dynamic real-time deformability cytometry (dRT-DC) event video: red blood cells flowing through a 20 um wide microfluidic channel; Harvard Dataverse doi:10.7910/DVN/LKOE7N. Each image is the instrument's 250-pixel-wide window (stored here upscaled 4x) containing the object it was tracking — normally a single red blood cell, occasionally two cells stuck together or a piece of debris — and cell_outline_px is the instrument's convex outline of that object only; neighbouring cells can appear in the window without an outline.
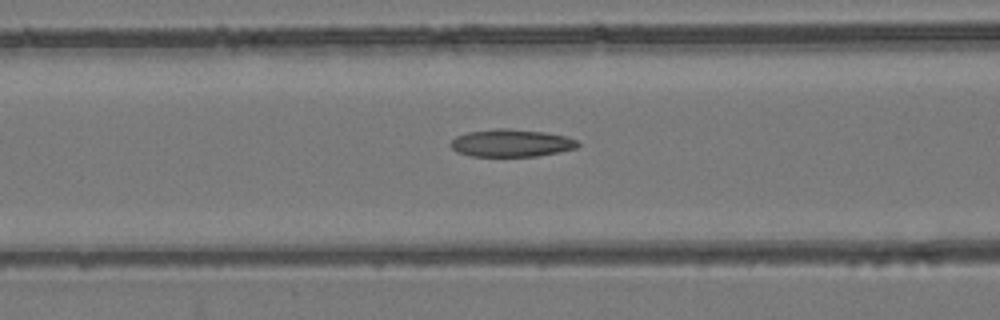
{"species": "common noctule bat (a hibernating species)", "species_latin": "Nyctalus noctula", "temperature_condition": "room temperature", "stored_images_in_passage": 47, "camera_frame_rate_fps": 3000, "um_per_image_px": 0.085, "animal": {"sex": "female", "body_mass_g": 24.6, "forearm_length_mm": 56.2}, "frame": {"image": 1, "passage_image": 16, "time_ms": 5.0, "image_size_px": [1000, 320], "cell_outline_px": [[580, 144], [576, 148], [536, 156], [472, 156], [456, 152], [448, 144], [456, 136], [468, 132], [496, 128], [508, 128], [544, 132], [568, 136], [576, 140]], "centroid_in_image_um": [43.43, 12.15], "position_along_channel_um": 123.2, "area_um2": 20.4}}
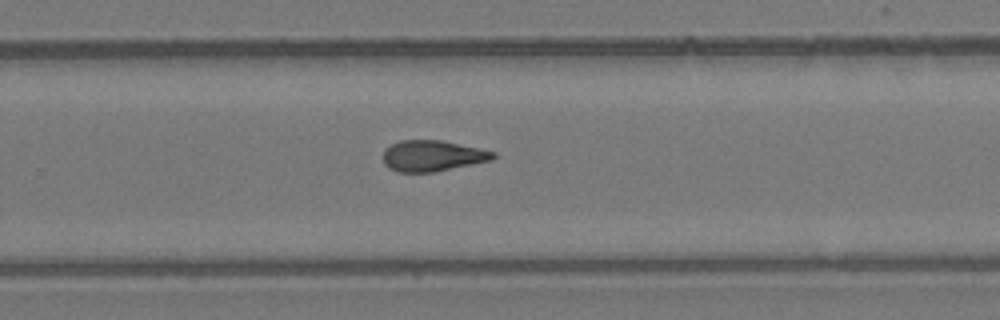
{"frame": {"image": 2, "passage_image": 29, "time_ms": 9.333, "image_size_px": [1000, 320], "cell_outline_px": [[496, 156], [492, 160], [432, 172], [400, 172], [388, 168], [384, 164], [384, 148], [400, 140], [440, 140], [480, 148], [496, 152]], "centroid_in_image_um": [36.75, 13.24], "position_along_channel_um": 293.0, "area_um2": 19.77}}
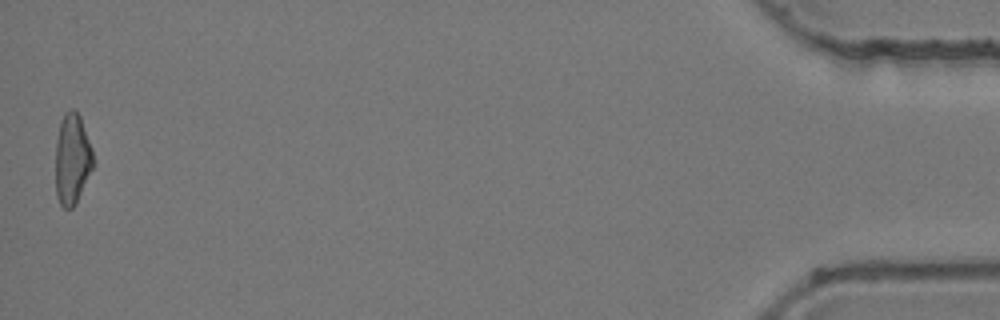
{"frame": {"image": 3, "passage_image": 47, "time_ms": 15.333, "image_size_px": [1000, 320], "cell_outline_px": [[92, 168], [76, 204], [72, 208], [64, 208], [60, 204], [56, 196], [56, 140], [60, 120], [64, 112], [72, 108], [76, 108], [80, 116], [92, 148]], "centroid_in_image_um": [6.12, 13.48], "position_along_channel_um": 429.1, "area_um2": 19.94}, "authors_computed_cell_mechanics": {"area_um2": 20.4034, "velocity_mm_per_s": 3.9267, "shape_relaxation_time_tau1_ms": null, "shape_relaxation_time_tau2_ms": 3.7213, "deformation_change_tau1": null, "deformation_change_tau2": 0.1152}}